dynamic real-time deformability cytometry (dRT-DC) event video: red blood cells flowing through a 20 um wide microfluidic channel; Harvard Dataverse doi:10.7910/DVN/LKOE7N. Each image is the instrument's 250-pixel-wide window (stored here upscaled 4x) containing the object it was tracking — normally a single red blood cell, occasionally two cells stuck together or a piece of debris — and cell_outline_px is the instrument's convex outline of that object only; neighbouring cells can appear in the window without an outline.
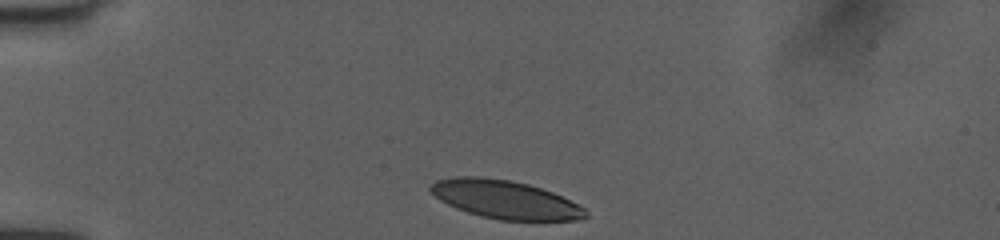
{"species": "human", "species_latin": "Homo sapiens", "temperature_condition": "room temperature", "stored_images_in_passage": 32, "camera_frame_rate_fps": 3000, "um_per_image_px": 0.085, "donor": {"sex": "female"}, "frame": {"image": 1, "passage_image": 1, "time_ms": 0.0, "image_size_px": [1000, 240], "cell_outline_px": [[588, 216], [584, 220], [500, 220], [480, 216], [456, 208], [440, 200], [428, 188], [436, 180], [456, 176], [480, 176], [512, 180], [528, 184], [552, 192], [584, 208], [588, 212]], "centroid_in_image_um": [42.93, 16.95], "position_along_channel_um": 42.1, "area_um2": 34.51}}
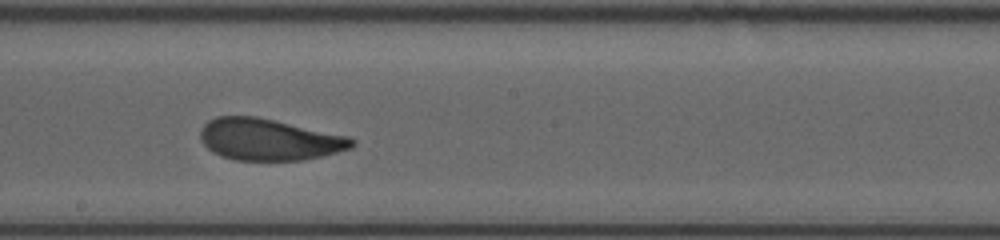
{"frame": {"image": 2, "passage_image": 18, "time_ms": 5.667, "image_size_px": [1000, 240], "cell_outline_px": [[356, 144], [352, 148], [304, 160], [236, 160], [220, 156], [212, 152], [200, 140], [200, 132], [204, 124], [208, 120], [216, 116], [256, 116], [348, 136], [356, 140]], "centroid_in_image_um": [22.85, 11.86], "position_along_channel_um": 225.4, "area_um2": 36.76}}
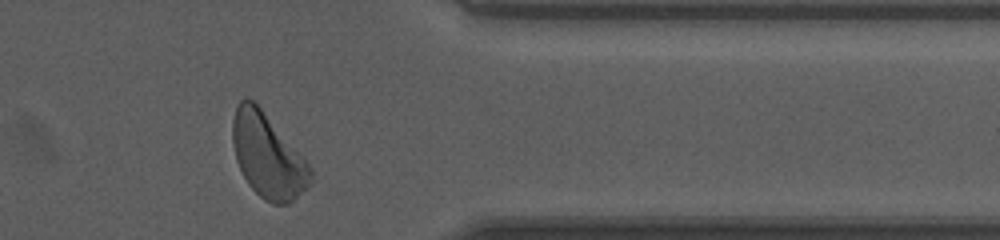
{"frame": {"image": 3, "passage_image": 31, "time_ms": 10.0, "image_size_px": [1000, 240], "cell_outline_px": [[312, 184], [308, 188], [288, 204], [272, 204], [264, 200], [248, 184], [236, 160], [232, 140], [232, 120], [236, 104], [244, 96], [252, 100], [260, 108], [304, 156], [312, 168]], "centroid_in_image_um": [22.77, 13.25], "position_along_channel_um": 388.6, "area_um2": 38.38}, "authors_computed_cell_mechanics": {"area_um2": 36.5874, "velocity_mm_per_s": 3.9912, "shape_relaxation_time_tau1_ms": 3.3799, "shape_relaxation_time_tau2_ms": 1.2241, "deformation_change_tau1": 0.1446, "deformation_change_tau2": 0.0759}}